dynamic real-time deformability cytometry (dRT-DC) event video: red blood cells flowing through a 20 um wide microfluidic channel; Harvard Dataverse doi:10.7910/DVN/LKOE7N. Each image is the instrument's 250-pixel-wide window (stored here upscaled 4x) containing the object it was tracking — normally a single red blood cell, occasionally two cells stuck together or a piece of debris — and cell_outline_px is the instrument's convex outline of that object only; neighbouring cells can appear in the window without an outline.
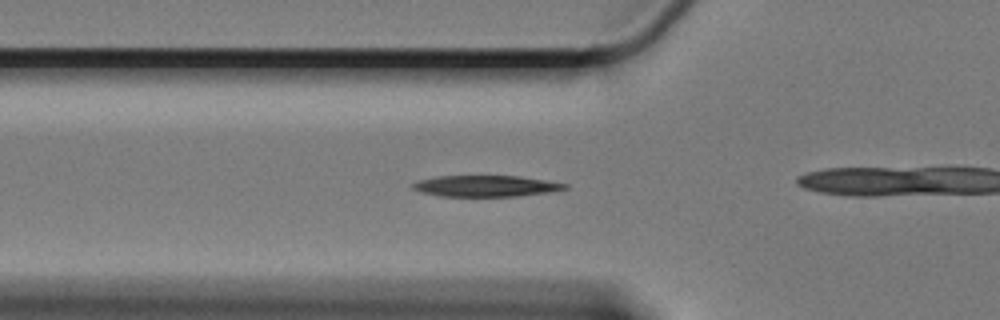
{"species": "Egyptian fruit bat (a non-hibernating species)", "species_latin": "Rousettus aegyptiacus", "temperature_condition": "cold", "stored_images_in_passage": 42, "camera_frame_rate_fps": 3000, "um_per_image_px": 0.085, "animal": {"sex": "female"}, "frame": {"image": 1, "passage_image": 2, "time_ms": 0.333, "image_size_px": [1000, 320], "cell_outline_px": [[568, 188], [552, 192], [516, 196], [440, 196], [420, 192], [412, 188], [412, 184], [416, 180], [436, 176], [520, 176], [568, 184]], "centroid_in_image_um": [41.27, 15.81], "position_along_channel_um": 84.5, "area_um2": 18.84}}
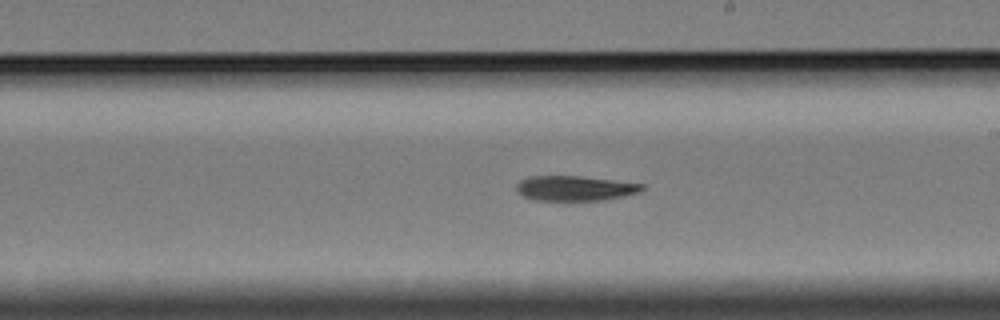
{"frame": {"image": 2, "passage_image": 16, "time_ms": 5.0, "image_size_px": [1000, 320], "cell_outline_px": [[644, 188], [640, 192], [604, 200], [532, 200], [516, 192], [516, 184], [520, 180], [528, 176], [580, 176], [644, 184]], "centroid_in_image_um": [48.82, 16.0], "position_along_channel_um": 240.2, "area_um2": 18.26}}
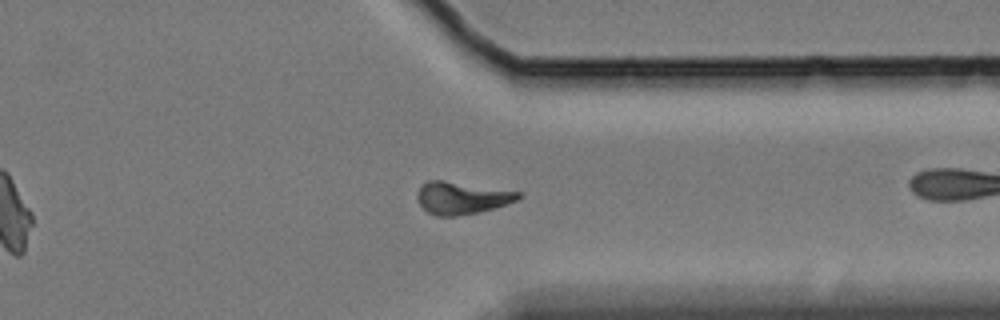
{"frame": {"image": 3, "passage_image": 28, "time_ms": 9.0, "image_size_px": [1000, 320], "cell_outline_px": [[524, 196], [516, 200], [492, 208], [476, 212], [456, 216], [436, 216], [428, 212], [416, 200], [416, 196], [420, 184], [428, 180], [444, 180], [520, 192]], "centroid_in_image_um": [39.18, 16.8], "position_along_channel_um": 372.2, "area_um2": 18.9}, "authors_computed_cell_mechanics": {"area_um2": 18.8717, "velocity_mm_per_s": 3.321, "shape_relaxation_time_tau1_ms": 3.1774, "shape_relaxation_time_tau2_ms": null, "deformation_change_tau1": 0.1344, "deformation_change_tau2": null}}